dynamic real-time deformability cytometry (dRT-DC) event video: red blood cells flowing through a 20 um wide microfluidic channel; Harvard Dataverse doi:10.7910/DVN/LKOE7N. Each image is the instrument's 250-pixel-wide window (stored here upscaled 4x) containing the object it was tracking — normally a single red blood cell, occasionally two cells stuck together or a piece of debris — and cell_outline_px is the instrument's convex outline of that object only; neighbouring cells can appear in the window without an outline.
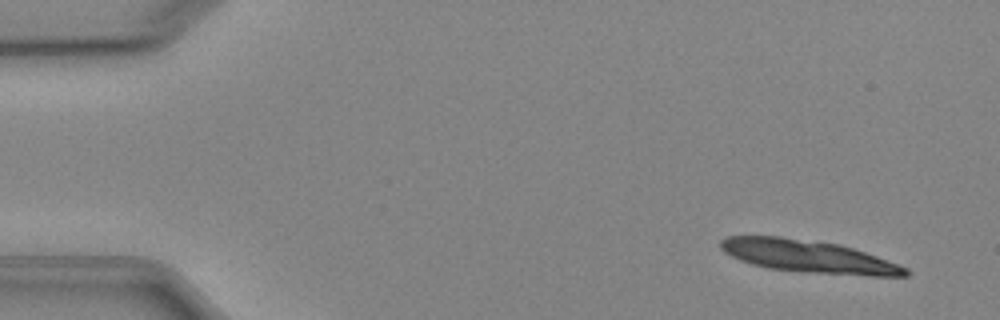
{"species": "Egyptian fruit bat (a non-hibernating species)", "species_latin": "Rousettus aegyptiacus", "temperature_condition": "cold", "stored_images_in_passage": 5, "camera_frame_rate_fps": 3000, "um_per_image_px": 0.085, "animal": {"sex": "female"}, "frame": {"image": 1, "passage_image": 1, "time_ms": 0.0, "image_size_px": [1000, 320], "cell_outline_px": [[908, 276], [868, 276], [804, 272], [768, 268], [752, 264], [740, 260], [724, 252], [720, 248], [720, 240], [728, 236], [780, 236], [840, 244], [876, 256], [908, 268]], "centroid_in_image_um": [68.69, 21.79], "position_along_channel_um": 16.3, "area_um2": 34.91}}